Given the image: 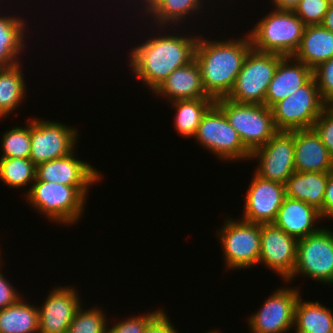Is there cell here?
<instances>
[{"mask_svg": "<svg viewBox=\"0 0 333 333\" xmlns=\"http://www.w3.org/2000/svg\"><path fill=\"white\" fill-rule=\"evenodd\" d=\"M22 298L0 310V333H39L38 306Z\"/></svg>", "mask_w": 333, "mask_h": 333, "instance_id": "484cf974", "label": "cell"}, {"mask_svg": "<svg viewBox=\"0 0 333 333\" xmlns=\"http://www.w3.org/2000/svg\"><path fill=\"white\" fill-rule=\"evenodd\" d=\"M298 287H279L264 301L263 307L248 319L251 333H287L294 327Z\"/></svg>", "mask_w": 333, "mask_h": 333, "instance_id": "4fadbf2b", "label": "cell"}, {"mask_svg": "<svg viewBox=\"0 0 333 333\" xmlns=\"http://www.w3.org/2000/svg\"><path fill=\"white\" fill-rule=\"evenodd\" d=\"M325 109L315 77L285 99L275 103L272 114L278 131H293L312 128Z\"/></svg>", "mask_w": 333, "mask_h": 333, "instance_id": "52a82bcc", "label": "cell"}, {"mask_svg": "<svg viewBox=\"0 0 333 333\" xmlns=\"http://www.w3.org/2000/svg\"><path fill=\"white\" fill-rule=\"evenodd\" d=\"M294 153V130L278 131L265 145L252 151L249 160L258 159L256 175L286 184L295 172Z\"/></svg>", "mask_w": 333, "mask_h": 333, "instance_id": "7c38bea8", "label": "cell"}, {"mask_svg": "<svg viewBox=\"0 0 333 333\" xmlns=\"http://www.w3.org/2000/svg\"><path fill=\"white\" fill-rule=\"evenodd\" d=\"M296 172H331L333 155L313 128L294 130Z\"/></svg>", "mask_w": 333, "mask_h": 333, "instance_id": "ac0fdd59", "label": "cell"}, {"mask_svg": "<svg viewBox=\"0 0 333 333\" xmlns=\"http://www.w3.org/2000/svg\"><path fill=\"white\" fill-rule=\"evenodd\" d=\"M27 126L13 127L2 134L1 149L3 151L1 158H30L31 137H30V120Z\"/></svg>", "mask_w": 333, "mask_h": 333, "instance_id": "4dcf8cb0", "label": "cell"}, {"mask_svg": "<svg viewBox=\"0 0 333 333\" xmlns=\"http://www.w3.org/2000/svg\"><path fill=\"white\" fill-rule=\"evenodd\" d=\"M312 128L318 134L327 150L333 155V115L324 109Z\"/></svg>", "mask_w": 333, "mask_h": 333, "instance_id": "d590c367", "label": "cell"}, {"mask_svg": "<svg viewBox=\"0 0 333 333\" xmlns=\"http://www.w3.org/2000/svg\"><path fill=\"white\" fill-rule=\"evenodd\" d=\"M21 64L11 67H0V118L14 112L21 106V100L26 96ZM14 110V111H13Z\"/></svg>", "mask_w": 333, "mask_h": 333, "instance_id": "4316f807", "label": "cell"}, {"mask_svg": "<svg viewBox=\"0 0 333 333\" xmlns=\"http://www.w3.org/2000/svg\"><path fill=\"white\" fill-rule=\"evenodd\" d=\"M78 308L75 316L67 330V333H107V318L101 309Z\"/></svg>", "mask_w": 333, "mask_h": 333, "instance_id": "1f68e13d", "label": "cell"}, {"mask_svg": "<svg viewBox=\"0 0 333 333\" xmlns=\"http://www.w3.org/2000/svg\"><path fill=\"white\" fill-rule=\"evenodd\" d=\"M328 2L329 5L333 4V0H326Z\"/></svg>", "mask_w": 333, "mask_h": 333, "instance_id": "ee69618b", "label": "cell"}, {"mask_svg": "<svg viewBox=\"0 0 333 333\" xmlns=\"http://www.w3.org/2000/svg\"><path fill=\"white\" fill-rule=\"evenodd\" d=\"M293 56L315 69L320 63L333 58V32L322 25L305 26L301 44Z\"/></svg>", "mask_w": 333, "mask_h": 333, "instance_id": "7402d4cb", "label": "cell"}, {"mask_svg": "<svg viewBox=\"0 0 333 333\" xmlns=\"http://www.w3.org/2000/svg\"><path fill=\"white\" fill-rule=\"evenodd\" d=\"M159 33L131 49L129 67L132 74L153 92L174 70L195 58L199 36ZM176 35V36H174Z\"/></svg>", "mask_w": 333, "mask_h": 333, "instance_id": "6da1fadb", "label": "cell"}, {"mask_svg": "<svg viewBox=\"0 0 333 333\" xmlns=\"http://www.w3.org/2000/svg\"><path fill=\"white\" fill-rule=\"evenodd\" d=\"M215 103L250 152L265 145L278 132L272 110L265 104L238 103L226 97L216 99Z\"/></svg>", "mask_w": 333, "mask_h": 333, "instance_id": "5b68a950", "label": "cell"}, {"mask_svg": "<svg viewBox=\"0 0 333 333\" xmlns=\"http://www.w3.org/2000/svg\"><path fill=\"white\" fill-rule=\"evenodd\" d=\"M305 26L292 10L274 8L247 34L254 50L293 56L301 44Z\"/></svg>", "mask_w": 333, "mask_h": 333, "instance_id": "277c9868", "label": "cell"}, {"mask_svg": "<svg viewBox=\"0 0 333 333\" xmlns=\"http://www.w3.org/2000/svg\"><path fill=\"white\" fill-rule=\"evenodd\" d=\"M89 187L35 180L26 192V200L48 220L71 225L81 219Z\"/></svg>", "mask_w": 333, "mask_h": 333, "instance_id": "3957f363", "label": "cell"}, {"mask_svg": "<svg viewBox=\"0 0 333 333\" xmlns=\"http://www.w3.org/2000/svg\"><path fill=\"white\" fill-rule=\"evenodd\" d=\"M152 93L167 98L169 102L212 98L204 90L200 69L195 59L186 66L174 70Z\"/></svg>", "mask_w": 333, "mask_h": 333, "instance_id": "44dd1931", "label": "cell"}, {"mask_svg": "<svg viewBox=\"0 0 333 333\" xmlns=\"http://www.w3.org/2000/svg\"><path fill=\"white\" fill-rule=\"evenodd\" d=\"M194 138L221 160L250 159L251 152L216 103L204 114Z\"/></svg>", "mask_w": 333, "mask_h": 333, "instance_id": "ba28073f", "label": "cell"}, {"mask_svg": "<svg viewBox=\"0 0 333 333\" xmlns=\"http://www.w3.org/2000/svg\"><path fill=\"white\" fill-rule=\"evenodd\" d=\"M162 310H155L151 313H144L143 315L132 316L126 318L124 321L117 322L114 326L108 328L107 333H145L149 323L161 312Z\"/></svg>", "mask_w": 333, "mask_h": 333, "instance_id": "836d02e7", "label": "cell"}, {"mask_svg": "<svg viewBox=\"0 0 333 333\" xmlns=\"http://www.w3.org/2000/svg\"><path fill=\"white\" fill-rule=\"evenodd\" d=\"M282 57L280 54L252 48L226 98L238 103L265 104L269 84Z\"/></svg>", "mask_w": 333, "mask_h": 333, "instance_id": "8992f818", "label": "cell"}, {"mask_svg": "<svg viewBox=\"0 0 333 333\" xmlns=\"http://www.w3.org/2000/svg\"><path fill=\"white\" fill-rule=\"evenodd\" d=\"M36 179V165L30 159L0 158V180L11 188L24 187Z\"/></svg>", "mask_w": 333, "mask_h": 333, "instance_id": "f546056e", "label": "cell"}, {"mask_svg": "<svg viewBox=\"0 0 333 333\" xmlns=\"http://www.w3.org/2000/svg\"><path fill=\"white\" fill-rule=\"evenodd\" d=\"M298 240L273 223L261 224V250L259 264H265L286 281L296 263Z\"/></svg>", "mask_w": 333, "mask_h": 333, "instance_id": "9a60e30c", "label": "cell"}, {"mask_svg": "<svg viewBox=\"0 0 333 333\" xmlns=\"http://www.w3.org/2000/svg\"><path fill=\"white\" fill-rule=\"evenodd\" d=\"M296 333H333V313L320 302H307L299 297L295 306Z\"/></svg>", "mask_w": 333, "mask_h": 333, "instance_id": "d4e9b609", "label": "cell"}, {"mask_svg": "<svg viewBox=\"0 0 333 333\" xmlns=\"http://www.w3.org/2000/svg\"><path fill=\"white\" fill-rule=\"evenodd\" d=\"M272 1L273 8L293 10L300 0H270Z\"/></svg>", "mask_w": 333, "mask_h": 333, "instance_id": "ab89813d", "label": "cell"}, {"mask_svg": "<svg viewBox=\"0 0 333 333\" xmlns=\"http://www.w3.org/2000/svg\"><path fill=\"white\" fill-rule=\"evenodd\" d=\"M203 38L199 35L194 59L199 66L205 92L216 100L226 97L233 88L252 44L248 34L244 38L226 41Z\"/></svg>", "mask_w": 333, "mask_h": 333, "instance_id": "7a4b0ae2", "label": "cell"}, {"mask_svg": "<svg viewBox=\"0 0 333 333\" xmlns=\"http://www.w3.org/2000/svg\"><path fill=\"white\" fill-rule=\"evenodd\" d=\"M217 230L224 253L226 270L246 269L259 264L261 250V224L243 220L225 219Z\"/></svg>", "mask_w": 333, "mask_h": 333, "instance_id": "9c48e42d", "label": "cell"}, {"mask_svg": "<svg viewBox=\"0 0 333 333\" xmlns=\"http://www.w3.org/2000/svg\"><path fill=\"white\" fill-rule=\"evenodd\" d=\"M39 309V333H67L81 306L75 287L58 286L53 289Z\"/></svg>", "mask_w": 333, "mask_h": 333, "instance_id": "2e32d148", "label": "cell"}, {"mask_svg": "<svg viewBox=\"0 0 333 333\" xmlns=\"http://www.w3.org/2000/svg\"><path fill=\"white\" fill-rule=\"evenodd\" d=\"M321 25L329 31L333 32V4L329 5Z\"/></svg>", "mask_w": 333, "mask_h": 333, "instance_id": "60d3db41", "label": "cell"}, {"mask_svg": "<svg viewBox=\"0 0 333 333\" xmlns=\"http://www.w3.org/2000/svg\"><path fill=\"white\" fill-rule=\"evenodd\" d=\"M245 196L244 216L249 223H273L286 196L285 184L261 178L253 173Z\"/></svg>", "mask_w": 333, "mask_h": 333, "instance_id": "5bb4252c", "label": "cell"}, {"mask_svg": "<svg viewBox=\"0 0 333 333\" xmlns=\"http://www.w3.org/2000/svg\"><path fill=\"white\" fill-rule=\"evenodd\" d=\"M330 172H294L285 184L286 196L306 202L319 211L323 208Z\"/></svg>", "mask_w": 333, "mask_h": 333, "instance_id": "603a6c76", "label": "cell"}, {"mask_svg": "<svg viewBox=\"0 0 333 333\" xmlns=\"http://www.w3.org/2000/svg\"><path fill=\"white\" fill-rule=\"evenodd\" d=\"M172 103L175 108L174 128L185 138L194 137L197 128L207 110L215 103L213 98H196L176 100Z\"/></svg>", "mask_w": 333, "mask_h": 333, "instance_id": "83f0119b", "label": "cell"}, {"mask_svg": "<svg viewBox=\"0 0 333 333\" xmlns=\"http://www.w3.org/2000/svg\"><path fill=\"white\" fill-rule=\"evenodd\" d=\"M293 61V62H292ZM313 77V69L294 56H283L269 84L265 105L271 108L278 101L285 99Z\"/></svg>", "mask_w": 333, "mask_h": 333, "instance_id": "ffe728a7", "label": "cell"}, {"mask_svg": "<svg viewBox=\"0 0 333 333\" xmlns=\"http://www.w3.org/2000/svg\"><path fill=\"white\" fill-rule=\"evenodd\" d=\"M79 132L68 125L43 119H30V160L37 166L76 150Z\"/></svg>", "mask_w": 333, "mask_h": 333, "instance_id": "8fae6325", "label": "cell"}, {"mask_svg": "<svg viewBox=\"0 0 333 333\" xmlns=\"http://www.w3.org/2000/svg\"><path fill=\"white\" fill-rule=\"evenodd\" d=\"M323 220L318 209L306 202L285 196L273 224L297 240L320 231L316 223Z\"/></svg>", "mask_w": 333, "mask_h": 333, "instance_id": "d6986e66", "label": "cell"}, {"mask_svg": "<svg viewBox=\"0 0 333 333\" xmlns=\"http://www.w3.org/2000/svg\"><path fill=\"white\" fill-rule=\"evenodd\" d=\"M301 274L317 282L333 284V232L328 228L298 240L294 271L286 281L292 282Z\"/></svg>", "mask_w": 333, "mask_h": 333, "instance_id": "30bf717a", "label": "cell"}, {"mask_svg": "<svg viewBox=\"0 0 333 333\" xmlns=\"http://www.w3.org/2000/svg\"><path fill=\"white\" fill-rule=\"evenodd\" d=\"M320 95L324 101L333 95V58L320 63L313 69Z\"/></svg>", "mask_w": 333, "mask_h": 333, "instance_id": "e575fe53", "label": "cell"}, {"mask_svg": "<svg viewBox=\"0 0 333 333\" xmlns=\"http://www.w3.org/2000/svg\"><path fill=\"white\" fill-rule=\"evenodd\" d=\"M75 157V152L36 166V179L68 186H91L101 179V172Z\"/></svg>", "mask_w": 333, "mask_h": 333, "instance_id": "e0dca14e", "label": "cell"}, {"mask_svg": "<svg viewBox=\"0 0 333 333\" xmlns=\"http://www.w3.org/2000/svg\"><path fill=\"white\" fill-rule=\"evenodd\" d=\"M145 333H179L162 310L148 325Z\"/></svg>", "mask_w": 333, "mask_h": 333, "instance_id": "74e56055", "label": "cell"}, {"mask_svg": "<svg viewBox=\"0 0 333 333\" xmlns=\"http://www.w3.org/2000/svg\"><path fill=\"white\" fill-rule=\"evenodd\" d=\"M144 1V2H143ZM162 0H142L141 2H138V3H141L142 2L144 4L142 5H145L143 11H145L148 15L160 4Z\"/></svg>", "mask_w": 333, "mask_h": 333, "instance_id": "b9f144b4", "label": "cell"}, {"mask_svg": "<svg viewBox=\"0 0 333 333\" xmlns=\"http://www.w3.org/2000/svg\"><path fill=\"white\" fill-rule=\"evenodd\" d=\"M1 265L0 260V270ZM20 298L21 294L17 292V289H15L13 285L8 282L2 271H0V310L15 304Z\"/></svg>", "mask_w": 333, "mask_h": 333, "instance_id": "8d00e7d4", "label": "cell"}, {"mask_svg": "<svg viewBox=\"0 0 333 333\" xmlns=\"http://www.w3.org/2000/svg\"><path fill=\"white\" fill-rule=\"evenodd\" d=\"M323 220L327 218L333 219V171L328 176L325 189L323 208L320 210Z\"/></svg>", "mask_w": 333, "mask_h": 333, "instance_id": "f35d334b", "label": "cell"}, {"mask_svg": "<svg viewBox=\"0 0 333 333\" xmlns=\"http://www.w3.org/2000/svg\"><path fill=\"white\" fill-rule=\"evenodd\" d=\"M219 332H220V331H217V330L215 331V330H213V333H219Z\"/></svg>", "mask_w": 333, "mask_h": 333, "instance_id": "f6af8a7d", "label": "cell"}, {"mask_svg": "<svg viewBox=\"0 0 333 333\" xmlns=\"http://www.w3.org/2000/svg\"><path fill=\"white\" fill-rule=\"evenodd\" d=\"M325 109L333 115V95L325 101Z\"/></svg>", "mask_w": 333, "mask_h": 333, "instance_id": "7bdbcfd3", "label": "cell"}, {"mask_svg": "<svg viewBox=\"0 0 333 333\" xmlns=\"http://www.w3.org/2000/svg\"><path fill=\"white\" fill-rule=\"evenodd\" d=\"M25 25L21 16L0 15V67H11L21 62L18 56L27 45L24 42Z\"/></svg>", "mask_w": 333, "mask_h": 333, "instance_id": "cb8c5ba5", "label": "cell"}, {"mask_svg": "<svg viewBox=\"0 0 333 333\" xmlns=\"http://www.w3.org/2000/svg\"><path fill=\"white\" fill-rule=\"evenodd\" d=\"M202 3L203 0H162L147 17H153V22L157 24L155 27H160L162 33L166 28H174L173 26L175 25L176 27L177 24L179 26V23L181 24V22L185 21L186 16L197 14L198 10L201 9ZM169 24H173V26Z\"/></svg>", "mask_w": 333, "mask_h": 333, "instance_id": "f1b7e54d", "label": "cell"}, {"mask_svg": "<svg viewBox=\"0 0 333 333\" xmlns=\"http://www.w3.org/2000/svg\"><path fill=\"white\" fill-rule=\"evenodd\" d=\"M329 4L326 0H300L292 10L307 25H321Z\"/></svg>", "mask_w": 333, "mask_h": 333, "instance_id": "d6a6232c", "label": "cell"}]
</instances>
